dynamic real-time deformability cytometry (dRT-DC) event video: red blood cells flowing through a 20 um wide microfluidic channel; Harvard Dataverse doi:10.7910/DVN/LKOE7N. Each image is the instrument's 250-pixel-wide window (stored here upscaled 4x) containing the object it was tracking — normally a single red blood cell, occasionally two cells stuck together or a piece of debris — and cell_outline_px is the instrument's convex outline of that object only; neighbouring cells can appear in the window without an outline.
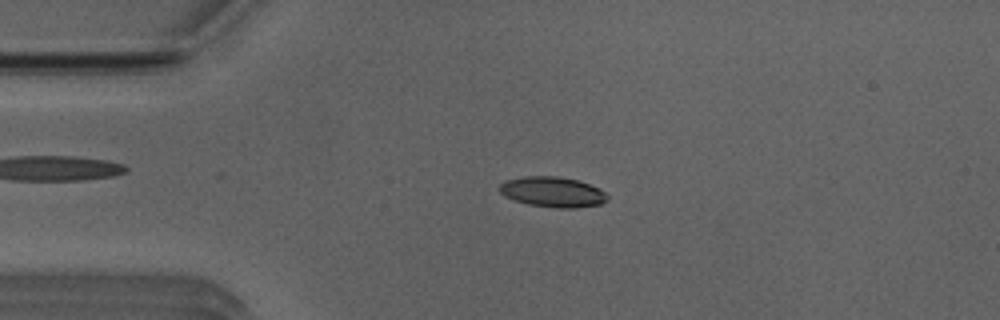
{"species": "Egyptian fruit bat (a non-hibernating species)", "species_latin": "Rousettus aegyptiacus", "temperature_condition": "room temperature", "stored_images_in_passage": 52, "camera_frame_rate_fps": 3000, "um_per_image_px": 0.085, "animal": {"sex": "male"}, "frame": {"image": 1, "passage_image": 12, "time_ms": 3.667, "image_size_px": [1000, 320], "cell_outline_px": [[608, 200], [600, 204], [576, 208], [556, 208], [528, 204], [504, 196], [500, 192], [500, 184], [504, 180], [524, 176], [560, 176], [576, 180], [600, 188], [608, 196]], "centroid_in_image_um": [46.97, 16.31], "position_along_channel_um": 38.0, "area_um2": 19.07}}
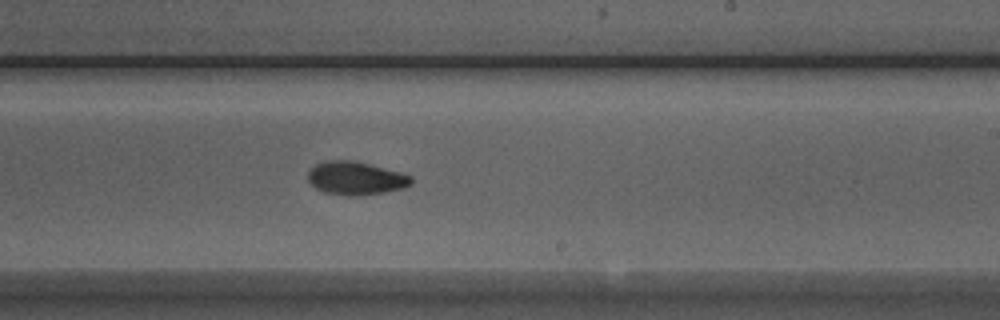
{"frame": {"image": 2, "passage_image": 31, "time_ms": 10.0, "image_size_px": [1000, 320], "cell_outline_px": [[412, 184], [404, 188], [384, 192], [356, 196], [348, 196], [324, 192], [316, 188], [308, 180], [308, 172], [316, 164], [324, 160], [352, 160], [404, 172], [412, 176]], "centroid_in_image_um": [30.27, 15.14], "position_along_channel_um": 258.7, "area_um2": 20.17}}
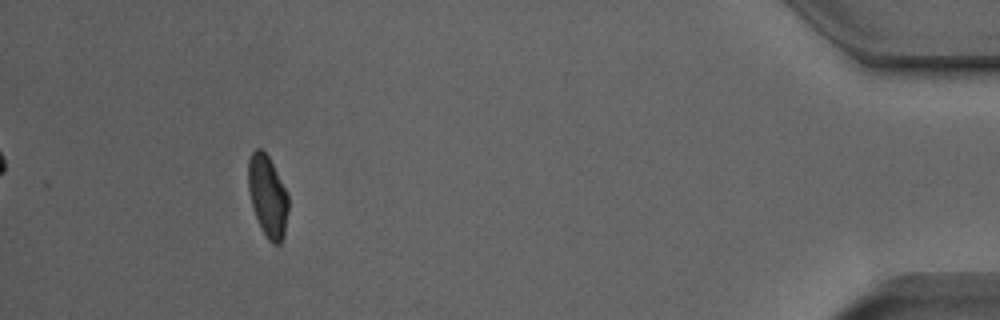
{"frame": {"image": 3, "passage_image": 48, "time_ms": 15.667, "image_size_px": [1000, 320], "cell_outline_px": [[288, 208], [284, 236], [280, 244], [272, 244], [268, 240], [260, 228], [252, 204], [248, 188], [248, 160], [252, 152], [256, 148], [260, 148], [268, 156], [288, 192]], "centroid_in_image_um": [22.75, 16.68], "position_along_channel_um": 412.4, "area_um2": 19.07}, "authors_computed_cell_mechanics": {"area_um2": 19.363, "velocity_mm_per_s": 3.9208, "shape_relaxation_time_tau1_ms": 5.4185, "shape_relaxation_time_tau2_ms": 2.5011, "deformation_change_tau1": 0.1722, "deformation_change_tau2": 0.0612}}